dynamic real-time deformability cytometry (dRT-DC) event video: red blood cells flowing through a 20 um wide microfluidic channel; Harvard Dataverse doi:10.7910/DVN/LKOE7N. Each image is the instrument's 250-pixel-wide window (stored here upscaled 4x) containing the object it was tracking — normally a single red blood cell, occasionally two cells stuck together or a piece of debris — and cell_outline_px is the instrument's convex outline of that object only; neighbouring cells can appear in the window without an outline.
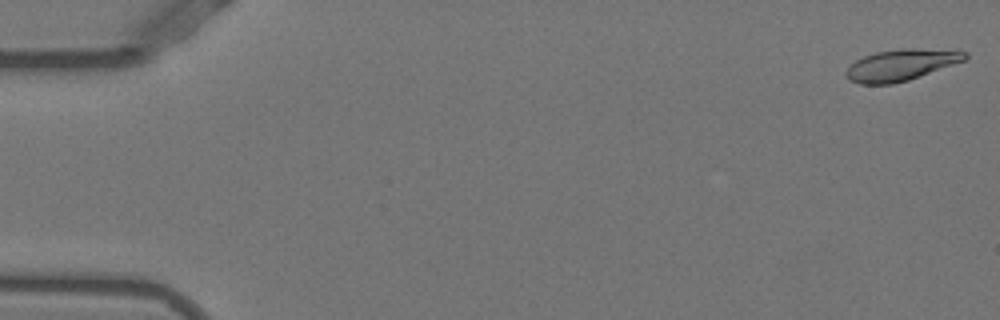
{"species": "Egyptian fruit bat (a non-hibernating species)", "species_latin": "Rousettus aegyptiacus", "temperature_condition": "warm", "stored_images_in_passage": 51, "camera_frame_rate_fps": 3000, "um_per_image_px": 0.085, "animal": {"sex": "female"}, "frame": {"image": 1, "passage_image": 1, "time_ms": 0.0, "image_size_px": [1000, 320], "cell_outline_px": [[968, 56], [964, 60], [908, 80], [892, 84], [860, 84], [848, 80], [844, 72], [856, 60], [864, 56], [876, 52], [900, 48], [956, 48], [968, 52]], "centroid_in_image_um": [76.64, 5.49], "position_along_channel_um": 8.4, "area_um2": 22.02}}
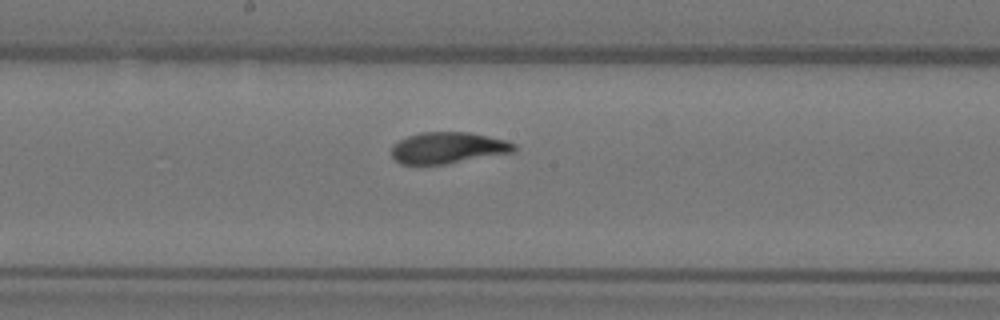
{"frame": {"image": 2, "passage_image": 28, "time_ms": 9.0, "image_size_px": [1000, 320], "cell_outline_px": [[516, 148], [512, 152], [444, 164], [400, 164], [392, 156], [392, 144], [408, 136], [420, 132], [468, 132], [508, 140], [516, 144]], "centroid_in_image_um": [38.07, 12.55], "position_along_channel_um": 210.1, "area_um2": 22.25}}
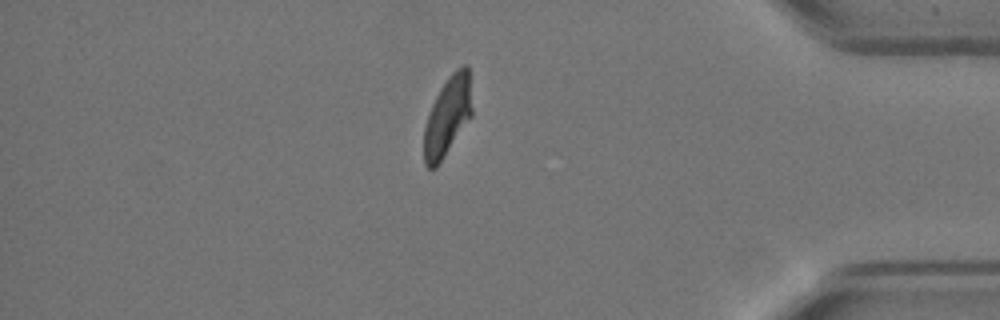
{"frame": {"image": 3, "passage_image": 45, "time_ms": 14.667, "image_size_px": [1000, 320], "cell_outline_px": [[472, 116], [436, 168], [428, 168], [424, 164], [424, 128], [432, 104], [440, 88], [448, 76], [456, 68], [464, 64], [468, 64], [472, 108]], "centroid_in_image_um": [38.05, 9.87], "position_along_channel_um": 397.2, "area_um2": 22.14}, "authors_computed_cell_mechanics": {"area_um2": 22.3686, "velocity_mm_per_s": 3.8645, "shape_relaxation_time_tau1_ms": 4.7026, "shape_relaxation_time_tau2_ms": 0.5823, "deformation_change_tau1": 0.1812, "deformation_change_tau2": 0.0631}}